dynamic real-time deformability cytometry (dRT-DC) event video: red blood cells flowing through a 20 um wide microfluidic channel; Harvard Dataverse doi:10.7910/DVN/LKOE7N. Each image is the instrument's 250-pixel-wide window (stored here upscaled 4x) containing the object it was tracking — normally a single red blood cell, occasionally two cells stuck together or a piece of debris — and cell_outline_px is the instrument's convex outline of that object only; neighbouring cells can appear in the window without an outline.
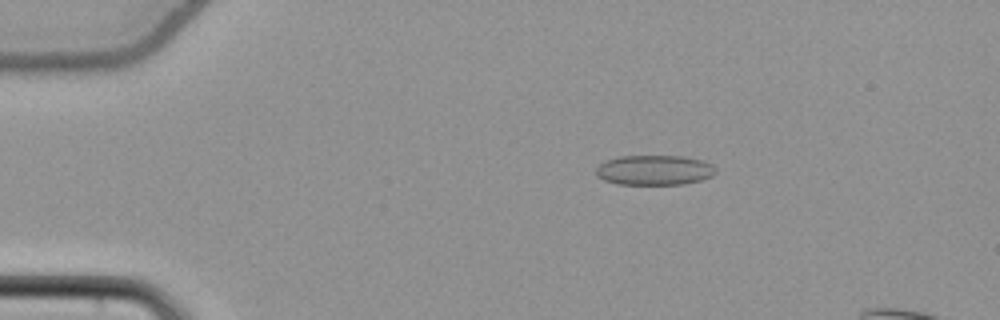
{"species": "common noctule bat (a hibernating species)", "species_latin": "Nyctalus noctula", "temperature_condition": "cold", "stored_images_in_passage": 55, "camera_frame_rate_fps": 3000, "um_per_image_px": 0.085, "animal": {"sex": "female", "body_mass_g": 22.7, "forearm_length_mm": 54.2}, "frame": {"image": 1, "passage_image": 11, "time_ms": 3.333, "image_size_px": [1000, 320], "cell_outline_px": [[716, 172], [712, 176], [700, 180], [684, 184], [616, 184], [604, 180], [596, 176], [596, 168], [604, 160], [620, 156], [684, 156], [704, 160], [712, 164], [716, 168]], "centroid_in_image_um": [55.62, 14.45], "position_along_channel_um": 29.4, "area_um2": 21.1}}
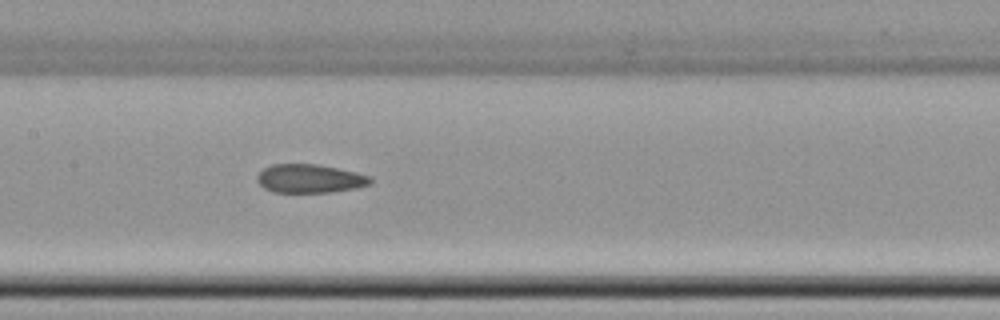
{"frame": {"image": 2, "passage_image": 28, "time_ms": 9.0, "image_size_px": [1000, 320], "cell_outline_px": [[372, 184], [356, 188], [328, 192], [272, 192], [264, 188], [256, 180], [256, 176], [264, 168], [272, 164], [316, 164], [356, 172], [372, 176]], "centroid_in_image_um": [26.34, 15.18], "position_along_channel_um": 181.1, "area_um2": 18.9}}
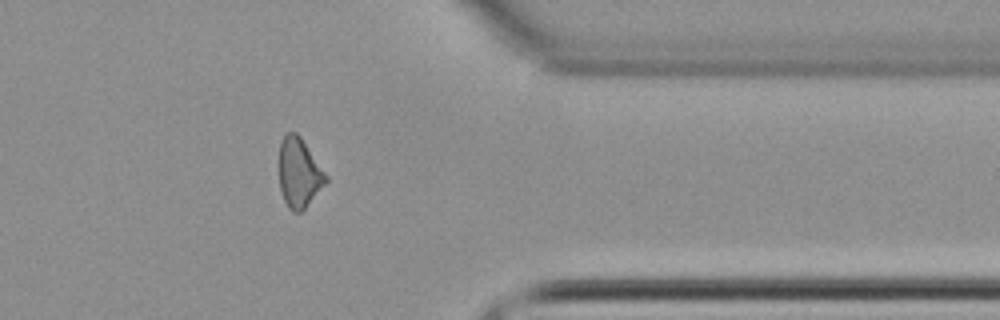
{"frame": {"image": 3, "passage_image": 45, "time_ms": 14.667, "image_size_px": [1000, 320], "cell_outline_px": [[328, 180], [304, 208], [300, 212], [292, 212], [288, 208], [284, 200], [280, 188], [280, 140], [288, 132], [296, 132], [300, 136], [328, 176]], "centroid_in_image_um": [25.42, 14.68], "position_along_channel_um": 386.0, "area_um2": 18.61}, "authors_computed_cell_mechanics": {"area_um2": 19.8254, "velocity_mm_per_s": 3.8391, "shape_relaxation_time_tau1_ms": null, "shape_relaxation_time_tau2_ms": 2.7235, "deformation_change_tau1": null, "deformation_change_tau2": 0.0796}}